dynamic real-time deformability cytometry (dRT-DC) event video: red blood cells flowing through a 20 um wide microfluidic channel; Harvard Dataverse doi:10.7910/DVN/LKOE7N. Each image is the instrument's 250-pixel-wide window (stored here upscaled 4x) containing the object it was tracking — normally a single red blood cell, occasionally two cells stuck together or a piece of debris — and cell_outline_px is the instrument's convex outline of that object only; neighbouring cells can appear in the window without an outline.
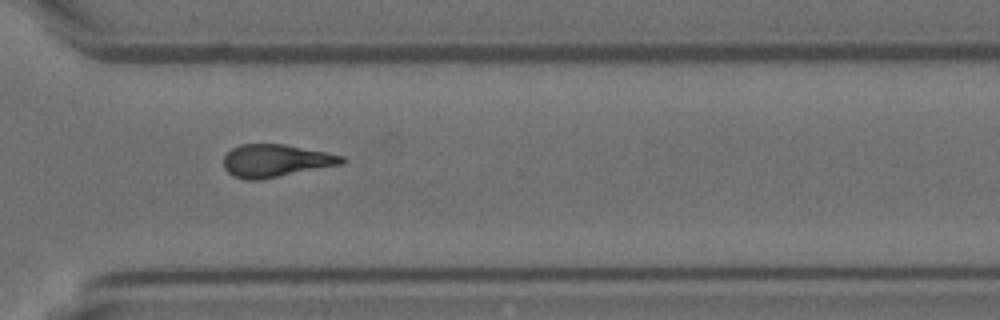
{"species": "Egyptian fruit bat (a non-hibernating species)", "species_latin": "Rousettus aegyptiacus", "temperature_condition": "room temperature", "stored_images_in_passage": 15, "camera_frame_rate_fps": 3000, "um_per_image_px": 0.085, "animal": {"sex": "female"}, "frame": {"image": 1, "passage_image": 11, "time_ms": 3.333, "image_size_px": [1000, 320], "cell_outline_px": [[348, 160], [344, 164], [260, 180], [244, 180], [232, 176], [224, 168], [224, 156], [232, 148], [240, 144], [284, 144], [344, 156]], "centroid_in_image_um": [23.44, 13.67], "position_along_channel_um": 347.2, "area_um2": 22.66}}
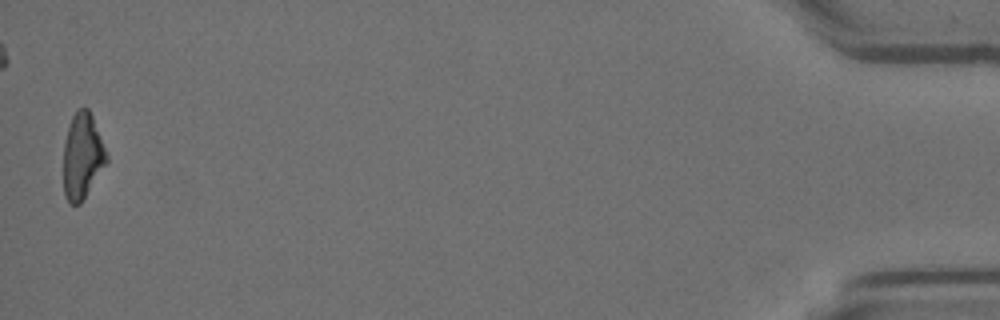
{"frame": {"image": 2, "passage_image": 15, "time_ms": 4.667, "image_size_px": [1000, 320], "cell_outline_px": [[108, 160], [80, 204], [68, 204], [64, 196], [64, 144], [68, 128], [72, 116], [80, 108], [88, 108], [92, 116], [108, 156]], "centroid_in_image_um": [6.99, 13.29], "position_along_channel_um": 428.2, "area_um2": 21.15}}